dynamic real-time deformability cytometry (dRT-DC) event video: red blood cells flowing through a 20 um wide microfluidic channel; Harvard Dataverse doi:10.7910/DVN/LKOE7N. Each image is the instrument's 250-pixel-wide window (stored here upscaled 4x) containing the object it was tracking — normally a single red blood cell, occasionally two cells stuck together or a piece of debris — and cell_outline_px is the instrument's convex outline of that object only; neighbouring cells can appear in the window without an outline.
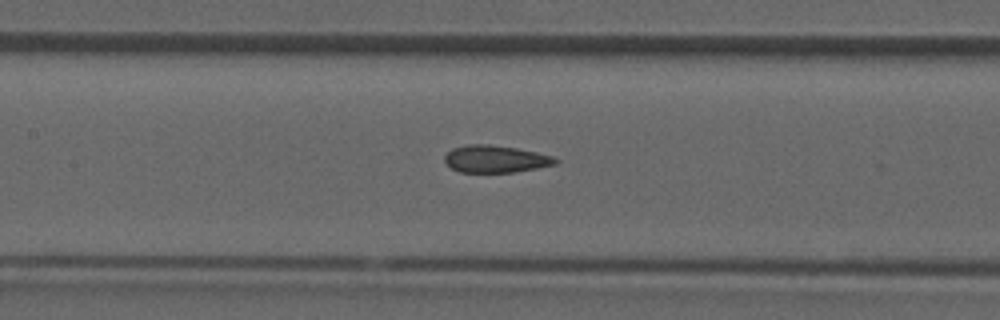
{"species": "common noctule bat (a hibernating species)", "species_latin": "Nyctalus noctula", "temperature_condition": "room temperature", "stored_images_in_passage": 31, "camera_frame_rate_fps": 3000, "um_per_image_px": 0.085, "animal": {"sex": "male", "forearm_length_mm": 52.5}, "frame": {"image": 1, "passage_image": 14, "time_ms": 4.333, "image_size_px": [1000, 320], "cell_outline_px": [[560, 160], [556, 164], [536, 168], [512, 172], [460, 172], [452, 168], [444, 160], [444, 156], [452, 148], [468, 144], [488, 144], [516, 148], [536, 152], [552, 156]], "centroid_in_image_um": [42.11, 13.51], "position_along_channel_um": 165.3, "area_um2": 17.46}}